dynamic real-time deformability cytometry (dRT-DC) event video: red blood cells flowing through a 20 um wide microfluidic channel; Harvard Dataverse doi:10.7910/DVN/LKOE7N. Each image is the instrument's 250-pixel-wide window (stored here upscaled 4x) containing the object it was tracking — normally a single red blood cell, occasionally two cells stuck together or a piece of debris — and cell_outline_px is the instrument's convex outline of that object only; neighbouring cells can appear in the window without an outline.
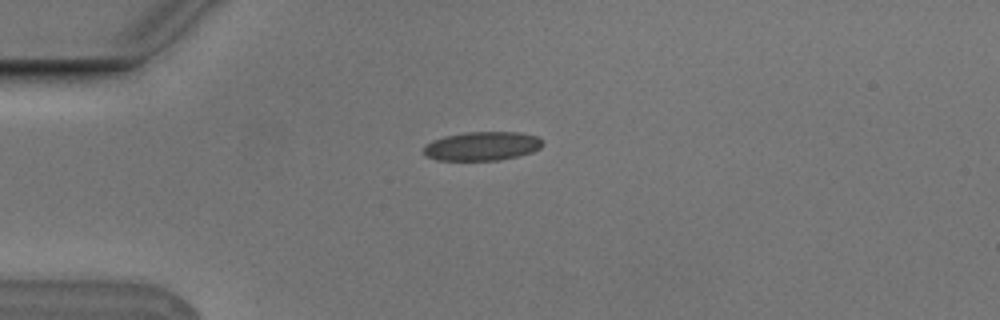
{"species": "Egyptian fruit bat (a non-hibernating species)", "species_latin": "Rousettus aegyptiacus", "temperature_condition": "cold", "stored_images_in_passage": 7, "camera_frame_rate_fps": 3000, "um_per_image_px": 0.085, "animal": {"sex": "male"}, "frame": {"image": 1, "passage_image": 3, "time_ms": 0.667, "image_size_px": [1000, 320], "cell_outline_px": [[544, 144], [540, 148], [532, 152], [500, 160], [436, 160], [424, 156], [424, 148], [432, 140], [444, 136], [464, 132], [520, 132], [536, 136]], "centroid_in_image_um": [40.96, 12.42], "position_along_channel_um": 44.0, "area_um2": 20.0}}
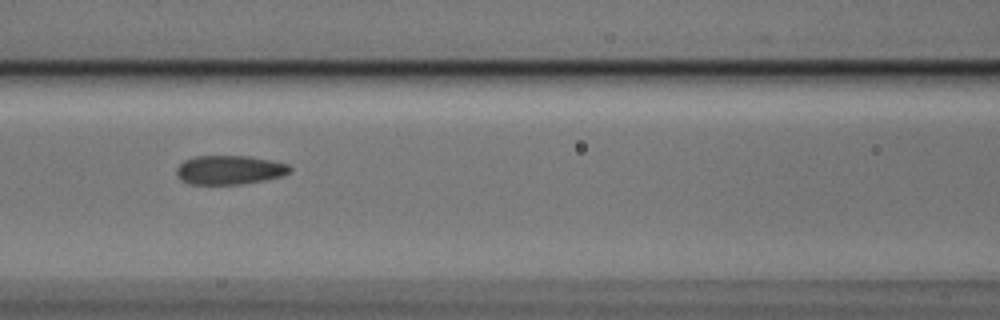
{"frame": {"image": 2, "passage_image": 6, "time_ms": 1.667, "image_size_px": [1000, 320], "cell_outline_px": [[292, 168], [288, 172], [280, 176], [264, 180], [240, 184], [188, 184], [180, 180], [176, 176], [176, 168], [184, 160], [196, 156], [252, 156], [272, 160], [288, 164]], "centroid_in_image_um": [19.47, 14.44], "position_along_channel_um": 147.1, "area_um2": 19.25}}
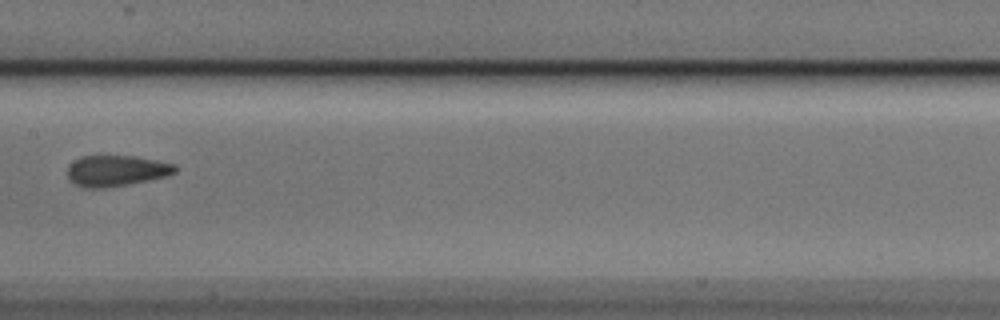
{"frame": {"image": 3, "passage_image": 7, "time_ms": 2.0, "image_size_px": [1000, 320], "cell_outline_px": [[176, 172], [164, 176], [148, 180], [128, 184], [104, 188], [84, 188], [76, 184], [68, 176], [68, 164], [84, 156], [136, 156], [176, 164]], "centroid_in_image_um": [9.89, 14.51], "position_along_channel_um": 197.5, "area_um2": 19.19}}